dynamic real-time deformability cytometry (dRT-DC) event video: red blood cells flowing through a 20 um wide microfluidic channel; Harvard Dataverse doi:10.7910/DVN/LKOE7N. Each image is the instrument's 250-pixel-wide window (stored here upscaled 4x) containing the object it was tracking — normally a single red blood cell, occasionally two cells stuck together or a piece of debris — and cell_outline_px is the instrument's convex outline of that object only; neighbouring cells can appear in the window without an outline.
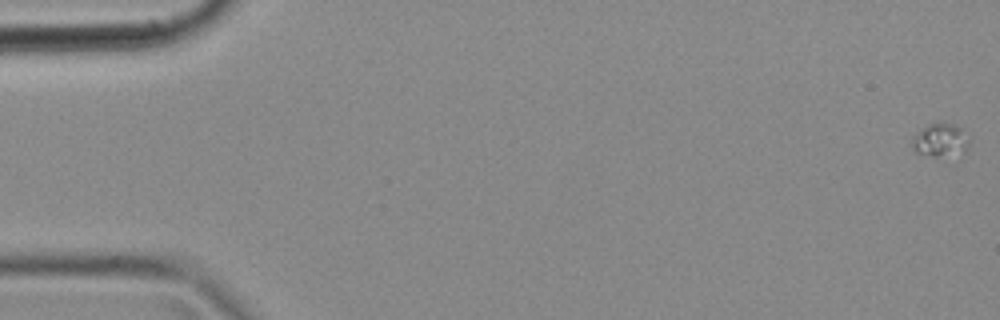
{"species": "common noctule bat (a hibernating species)", "species_latin": "Nyctalus noctula", "temperature_condition": "cold", "stored_images_in_passage": 50, "camera_frame_rate_fps": 3000, "um_per_image_px": 0.085, "animal": {"sex": "female", "body_mass_g": 18.4}, "frame": {"image": 1, "passage_image": 1, "time_ms": 0.0, "image_size_px": [1000, 320], "cell_outline_px": [[968, 144], [964, 152], [936, 156], [916, 152], [912, 148], [912, 144], [916, 136], [928, 124], [952, 124], [960, 128]], "centroid_in_image_um": [79.91, 11.92], "position_along_channel_um": 5.1, "area_um2": 10.06}}